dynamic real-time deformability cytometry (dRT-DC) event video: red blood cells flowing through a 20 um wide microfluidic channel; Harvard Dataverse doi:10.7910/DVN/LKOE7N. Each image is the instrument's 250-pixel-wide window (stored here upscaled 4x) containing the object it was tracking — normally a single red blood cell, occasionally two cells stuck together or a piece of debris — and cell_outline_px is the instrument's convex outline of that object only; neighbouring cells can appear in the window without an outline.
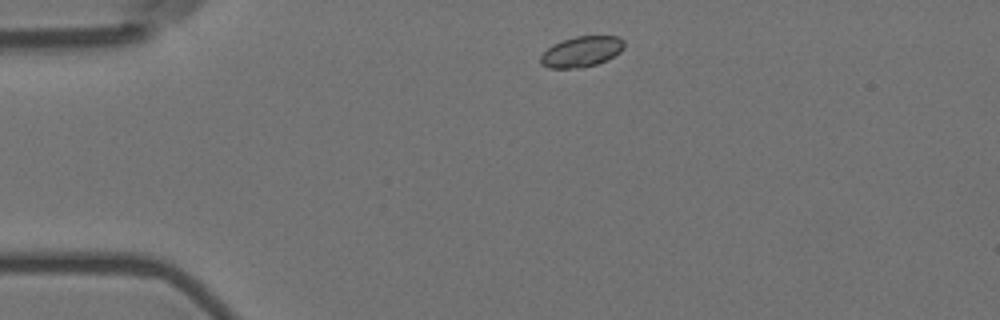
{"species": "Egyptian fruit bat (a non-hibernating species)", "species_latin": "Rousettus aegyptiacus", "temperature_condition": "room temperature", "stored_images_in_passage": 3, "camera_frame_rate_fps": 3000, "um_per_image_px": 0.085, "animal": {"sex": "female"}, "frame": {"image": 1, "passage_image": 1, "time_ms": 0.0, "image_size_px": [1000, 320], "cell_outline_px": [[624, 48], [620, 52], [608, 60], [596, 64], [580, 68], [548, 68], [540, 64], [540, 56], [552, 44], [576, 36], [620, 36], [624, 40]], "centroid_in_image_um": [49.44, 4.39], "position_along_channel_um": 35.6, "area_um2": 15.03}}
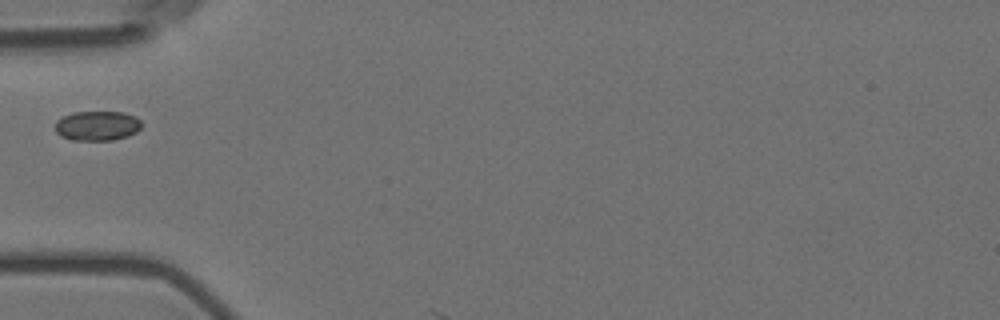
{"frame": {"image": 2, "passage_image": 3, "time_ms": 0.667, "image_size_px": [1000, 320], "cell_outline_px": [[140, 128], [136, 132], [128, 136], [112, 140], [72, 140], [60, 136], [56, 132], [56, 120], [72, 112], [124, 112], [136, 116], [140, 120]], "centroid_in_image_um": [8.26, 10.69], "position_along_channel_um": 76.7, "area_um2": 14.97}}